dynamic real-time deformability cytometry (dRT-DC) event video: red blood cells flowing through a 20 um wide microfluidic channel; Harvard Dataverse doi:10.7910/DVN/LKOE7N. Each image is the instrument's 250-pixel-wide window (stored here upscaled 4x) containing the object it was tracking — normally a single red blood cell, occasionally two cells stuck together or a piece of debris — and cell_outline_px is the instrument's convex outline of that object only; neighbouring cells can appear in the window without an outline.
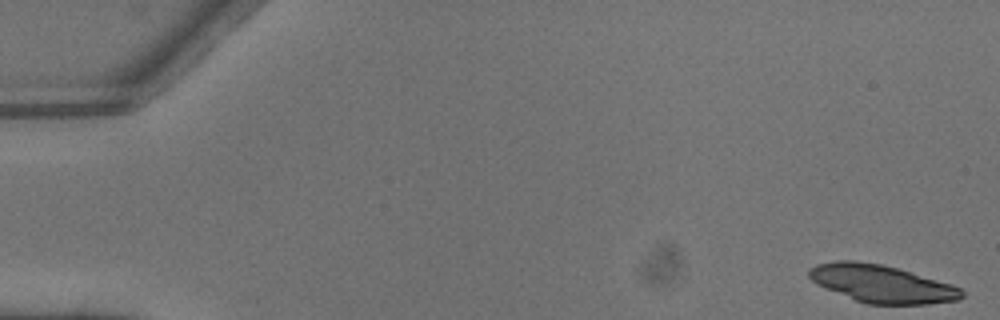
{"species": "common noctule bat (a hibernating species)", "species_latin": "Nyctalus noctula", "temperature_condition": "warm", "stored_images_in_passage": 4, "camera_frame_rate_fps": 3000, "um_per_image_px": 0.085, "animal": {"sex": "male", "body_mass_g": 13.3}, "frame": {"image": 1, "passage_image": 1, "time_ms": 0.0, "image_size_px": [1000, 320], "cell_outline_px": [[964, 296], [960, 300], [928, 304], [868, 304], [856, 300], [816, 284], [808, 276], [808, 268], [816, 264], [836, 260], [852, 260], [880, 264], [896, 268], [952, 284], [960, 288], [964, 292]], "centroid_in_image_um": [74.94, 24.12], "position_along_channel_um": 10.1, "area_um2": 33.35}}